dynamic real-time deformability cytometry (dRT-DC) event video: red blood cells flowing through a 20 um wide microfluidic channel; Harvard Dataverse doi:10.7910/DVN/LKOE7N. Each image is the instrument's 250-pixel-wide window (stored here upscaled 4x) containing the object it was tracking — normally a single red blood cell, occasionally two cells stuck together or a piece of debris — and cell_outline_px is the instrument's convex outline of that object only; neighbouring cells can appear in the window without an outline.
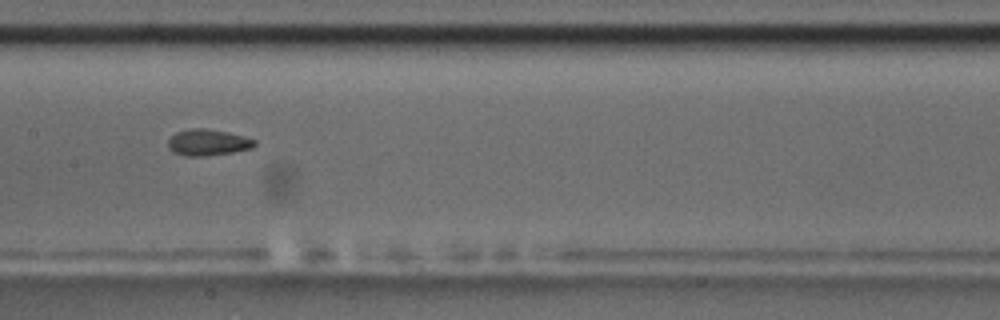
{"species": "common noctule bat (a hibernating species)", "species_latin": "Nyctalus noctula", "temperature_condition": "room temperature", "stored_images_in_passage": 10, "camera_frame_rate_fps": 3000, "um_per_image_px": 0.085, "animal": {"sex": "male", "body_mass_g": 17.5, "forearm_length_mm": 52.3}, "frame": {"image": 1, "passage_image": 9, "time_ms": 9.0, "image_size_px": [1000, 320], "cell_outline_px": [[256, 144], [252, 148], [232, 152], [204, 156], [184, 156], [172, 152], [168, 148], [168, 140], [176, 132], [192, 128], [204, 128], [228, 132], [244, 136], [256, 140]], "centroid_in_image_um": [17.65, 12.11], "position_along_channel_um": 189.7, "area_um2": 13.29}}